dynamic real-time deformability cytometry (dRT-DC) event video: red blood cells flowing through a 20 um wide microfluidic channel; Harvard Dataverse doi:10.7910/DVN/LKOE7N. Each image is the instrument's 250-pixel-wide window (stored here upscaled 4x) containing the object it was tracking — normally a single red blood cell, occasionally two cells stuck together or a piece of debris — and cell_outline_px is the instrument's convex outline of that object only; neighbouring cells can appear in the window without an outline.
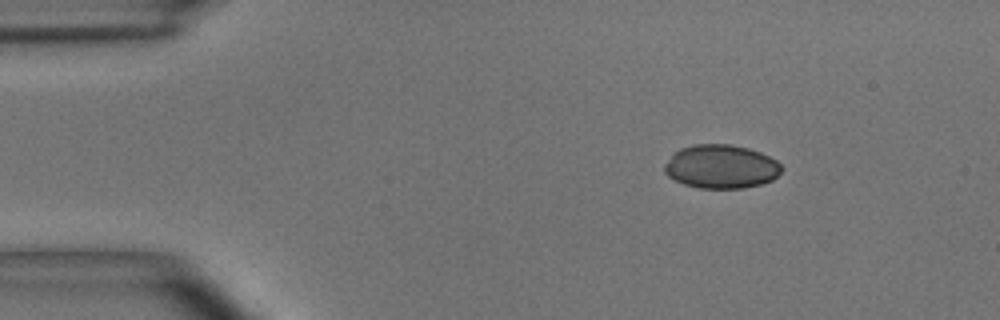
{"species": "common noctule bat (a hibernating species)", "species_latin": "Nyctalus noctula", "temperature_condition": "room temperature", "stored_images_in_passage": 47, "camera_frame_rate_fps": 3000, "um_per_image_px": 0.085, "animal": {"sex": "male", "body_mass_g": 15.6}, "frame": {"image": 1, "passage_image": 1, "time_ms": 0.0, "image_size_px": [1000, 320], "cell_outline_px": [[784, 168], [772, 180], [760, 184], [744, 188], [700, 188], [684, 184], [668, 176], [664, 172], [664, 164], [680, 148], [692, 144], [732, 144], [748, 148], [760, 152], [776, 160]], "centroid_in_image_um": [61.3, 14.15], "position_along_channel_um": 23.7, "area_um2": 29.77}}
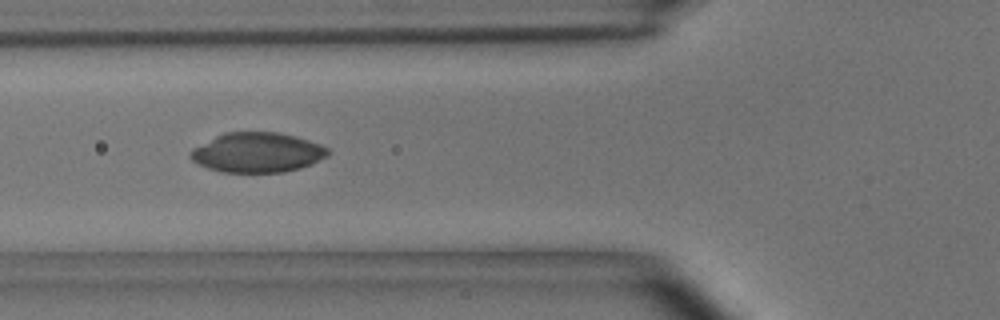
{"frame": {"image": 2, "passage_image": 13, "time_ms": 4.0, "image_size_px": [1000, 320], "cell_outline_px": [[328, 156], [312, 164], [300, 168], [284, 172], [220, 172], [196, 164], [188, 156], [192, 148], [224, 132], [280, 132], [308, 140], [320, 144], [328, 148]], "centroid_in_image_um": [21.85, 12.96], "position_along_channel_um": 104.0, "area_um2": 32.02}}
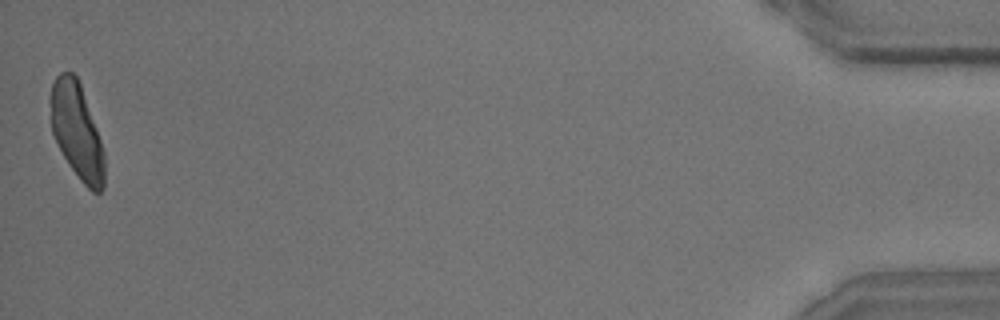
{"frame": {"image": 3, "passage_image": 47, "time_ms": 15.333, "image_size_px": [1000, 320], "cell_outline_px": [[104, 188], [100, 192], [92, 192], [80, 180], [68, 164], [52, 132], [52, 84], [56, 76], [60, 72], [72, 72], [76, 76], [80, 84], [96, 128], [104, 152]], "centroid_in_image_um": [6.55, 11.18], "position_along_channel_um": 428.6, "area_um2": 29.25}}